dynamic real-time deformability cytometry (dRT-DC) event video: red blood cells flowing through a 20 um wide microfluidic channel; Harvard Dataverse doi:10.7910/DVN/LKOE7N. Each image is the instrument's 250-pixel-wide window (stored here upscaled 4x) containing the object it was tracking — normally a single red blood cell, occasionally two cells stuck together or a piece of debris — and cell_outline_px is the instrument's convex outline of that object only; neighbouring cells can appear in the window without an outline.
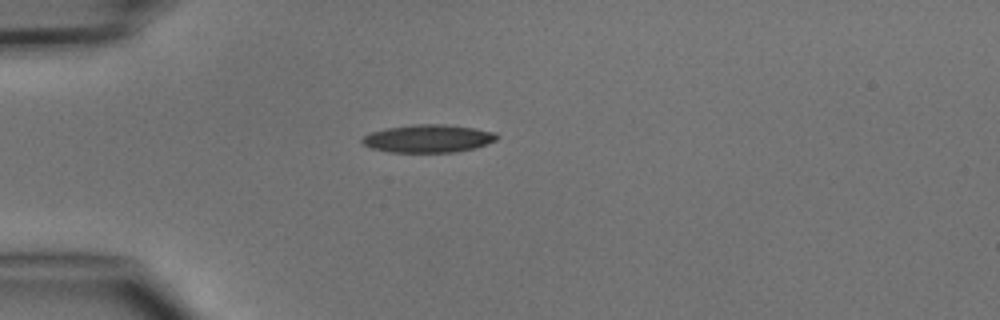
{"species": "common noctule bat (a hibernating species)", "species_latin": "Nyctalus noctula", "temperature_condition": "cold", "stored_images_in_passage": 5, "camera_frame_rate_fps": 3000, "um_per_image_px": 0.085, "animal": {"sex": "male", "body_mass_g": 15.6}, "frame": {"image": 1, "passage_image": 4, "time_ms": 3.667, "image_size_px": [1000, 320], "cell_outline_px": [[500, 136], [496, 140], [472, 148], [456, 152], [388, 152], [372, 148], [364, 144], [360, 140], [364, 136], [372, 132], [384, 128], [412, 124], [444, 124], [472, 128], [496, 132]], "centroid_in_image_um": [36.37, 11.77], "position_along_channel_um": 48.6, "area_um2": 21.79}}